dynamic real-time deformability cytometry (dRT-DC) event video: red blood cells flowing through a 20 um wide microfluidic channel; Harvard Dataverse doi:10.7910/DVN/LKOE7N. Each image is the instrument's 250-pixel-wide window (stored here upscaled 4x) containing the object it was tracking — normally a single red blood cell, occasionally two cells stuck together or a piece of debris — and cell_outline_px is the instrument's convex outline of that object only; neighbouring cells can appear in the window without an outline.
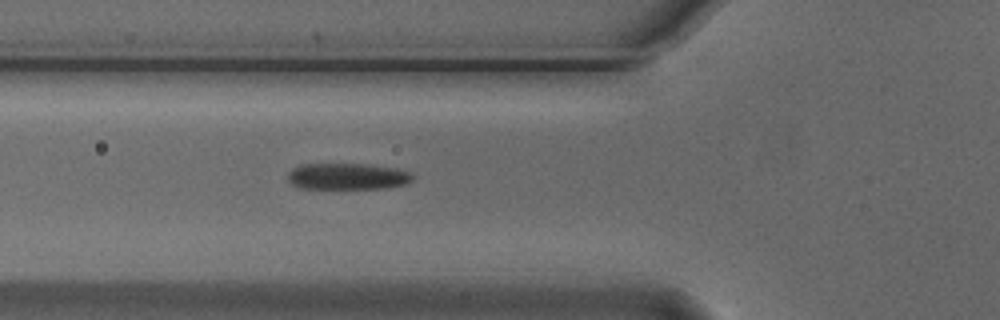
{"species": "Egyptian fruit bat (a non-hibernating species)", "species_latin": "Rousettus aegyptiacus", "temperature_condition": "cold", "stored_images_in_passage": 6, "camera_frame_rate_fps": 3000, "um_per_image_px": 0.085, "animal": {"sex": "male"}, "frame": {"image": 1, "passage_image": 6, "time_ms": 1.667, "image_size_px": [1000, 320], "cell_outline_px": [[416, 176], [408, 184], [388, 188], [300, 188], [292, 184], [288, 180], [288, 172], [292, 168], [300, 164], [368, 164], [396, 168], [408, 172]], "centroid_in_image_um": [29.56, 14.99], "position_along_channel_um": 96.2, "area_um2": 19.36}}